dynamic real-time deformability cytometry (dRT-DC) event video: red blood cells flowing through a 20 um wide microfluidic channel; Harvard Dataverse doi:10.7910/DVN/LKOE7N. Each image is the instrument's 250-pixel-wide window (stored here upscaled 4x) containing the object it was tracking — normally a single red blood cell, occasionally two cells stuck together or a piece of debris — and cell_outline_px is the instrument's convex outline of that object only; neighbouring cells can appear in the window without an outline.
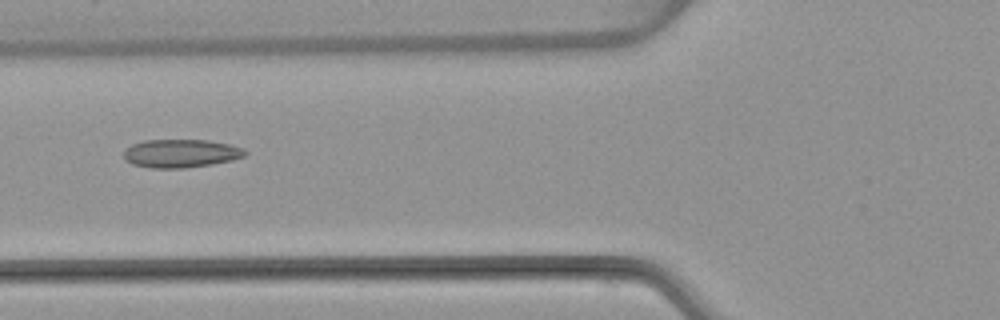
{"species": "common noctule bat (a hibernating species)", "species_latin": "Nyctalus noctula", "temperature_condition": "warm", "stored_images_in_passage": 6, "camera_frame_rate_fps": 3000, "um_per_image_px": 0.085, "animal": {"sex": "female", "body_mass_g": 22.7, "forearm_length_mm": 54.2}, "frame": {"image": 1, "passage_image": 6, "time_ms": 5.667, "image_size_px": [1000, 320], "cell_outline_px": [[248, 152], [244, 156], [232, 160], [212, 164], [184, 168], [152, 168], [132, 164], [124, 160], [124, 152], [132, 144], [144, 140], [208, 140], [228, 144], [244, 148]], "centroid_in_image_um": [15.38, 13.04], "position_along_channel_um": 110.4, "area_um2": 20.0}}